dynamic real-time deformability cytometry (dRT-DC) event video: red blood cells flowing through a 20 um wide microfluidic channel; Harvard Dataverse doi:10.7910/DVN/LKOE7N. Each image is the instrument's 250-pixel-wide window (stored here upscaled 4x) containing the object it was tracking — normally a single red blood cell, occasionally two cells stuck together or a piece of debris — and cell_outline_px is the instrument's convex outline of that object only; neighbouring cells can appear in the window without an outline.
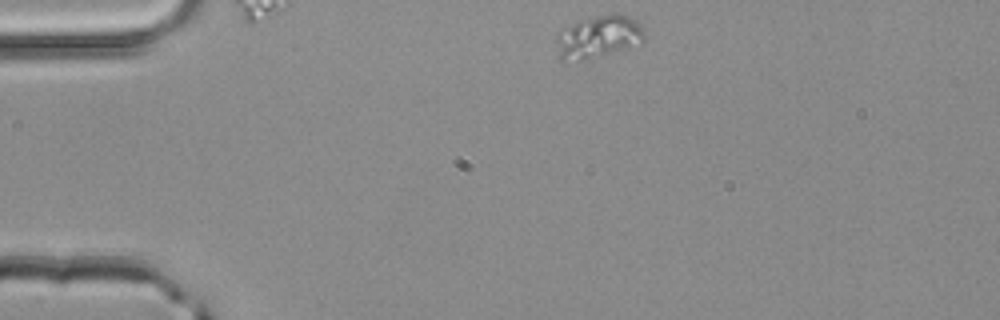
{"species": "common noctule bat (a hibernating species)", "species_latin": "Nyctalus noctula", "temperature_condition": "room temperature", "stored_images_in_passage": 2, "camera_frame_rate_fps": 3000, "um_per_image_px": 0.085, "animal": {"sex": "male", "body_mass_g": 20.4}, "frame": {"image": 1, "passage_image": 1, "time_ms": 0.0, "image_size_px": [1000, 320], "cell_outline_px": [[644, 40], [600, 56], [588, 60], [560, 60], [556, 40], [556, 32], [576, 20], [612, 12], [616, 12], [628, 16], [640, 24], [644, 28]], "centroid_in_image_um": [50.8, 3.08], "position_along_channel_um": 34.2, "area_um2": 21.91}}